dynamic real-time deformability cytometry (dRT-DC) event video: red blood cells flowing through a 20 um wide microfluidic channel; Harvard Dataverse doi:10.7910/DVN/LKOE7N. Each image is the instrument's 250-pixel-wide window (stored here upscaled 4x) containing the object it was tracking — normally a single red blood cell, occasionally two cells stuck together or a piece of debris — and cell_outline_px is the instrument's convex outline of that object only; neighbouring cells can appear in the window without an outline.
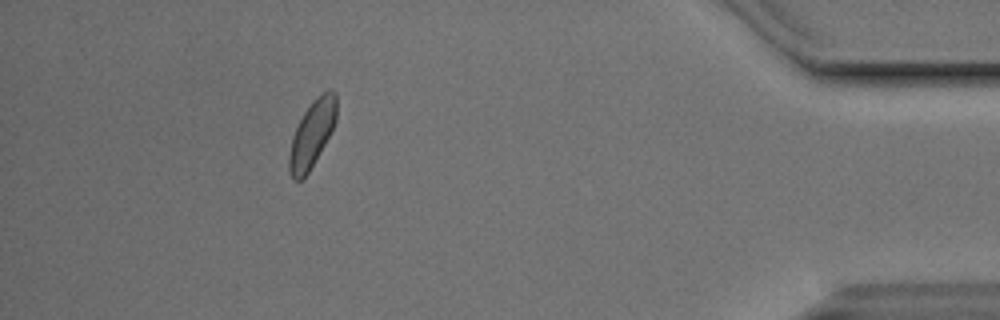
{"species": "Egyptian fruit bat (a non-hibernating species)", "species_latin": "Rousettus aegyptiacus", "temperature_condition": "cold", "stored_images_in_passage": 13, "camera_frame_rate_fps": 3000, "um_per_image_px": 0.085, "animal": {"sex": "male"}, "frame": {"image": 1, "passage_image": 13, "time_ms": 4.0, "image_size_px": [1000, 320], "cell_outline_px": [[336, 120], [324, 144], [308, 172], [300, 180], [292, 180], [288, 172], [288, 156], [292, 136], [304, 112], [312, 100], [316, 96], [328, 88], [332, 88], [336, 92]], "centroid_in_image_um": [26.5, 11.35], "position_along_channel_um": 408.7, "area_um2": 18.32}}